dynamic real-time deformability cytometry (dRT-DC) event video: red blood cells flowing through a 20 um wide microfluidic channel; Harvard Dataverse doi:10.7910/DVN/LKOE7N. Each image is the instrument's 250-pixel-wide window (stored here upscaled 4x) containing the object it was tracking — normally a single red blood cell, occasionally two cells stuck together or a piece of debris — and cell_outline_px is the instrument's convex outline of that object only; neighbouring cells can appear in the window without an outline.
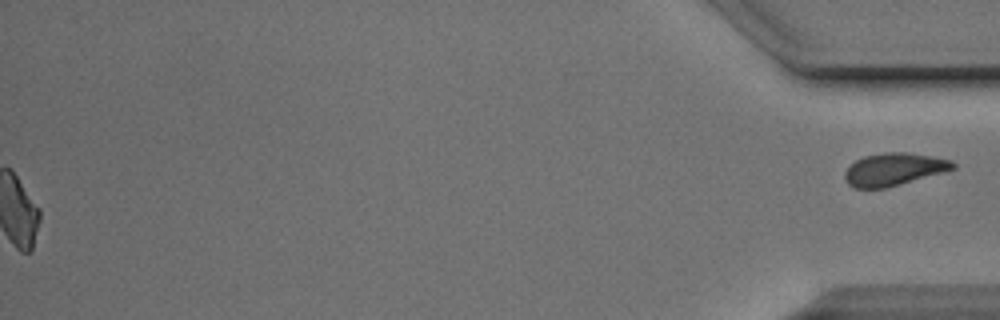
{"species": "Egyptian fruit bat (a non-hibernating species)", "species_latin": "Rousettus aegyptiacus", "temperature_condition": "cold", "stored_images_in_passage": 49, "segment_of_instrument_passage": [2, 2], "camera_frame_rate_fps": 3000, "um_per_image_px": 0.085, "animal": {"sex": "male"}, "frame": {"image": 1, "passage_image": 49, "time_ms": 16.0, "image_size_px": [1000, 320], "cell_outline_px": [[956, 168], [944, 172], [884, 188], [856, 188], [848, 184], [844, 180], [844, 172], [856, 160], [864, 156], [884, 152], [904, 152], [952, 160], [956, 164]], "centroid_in_image_um": [75.96, 14.39], "position_along_channel_um": 359.2, "area_um2": 20.29}}